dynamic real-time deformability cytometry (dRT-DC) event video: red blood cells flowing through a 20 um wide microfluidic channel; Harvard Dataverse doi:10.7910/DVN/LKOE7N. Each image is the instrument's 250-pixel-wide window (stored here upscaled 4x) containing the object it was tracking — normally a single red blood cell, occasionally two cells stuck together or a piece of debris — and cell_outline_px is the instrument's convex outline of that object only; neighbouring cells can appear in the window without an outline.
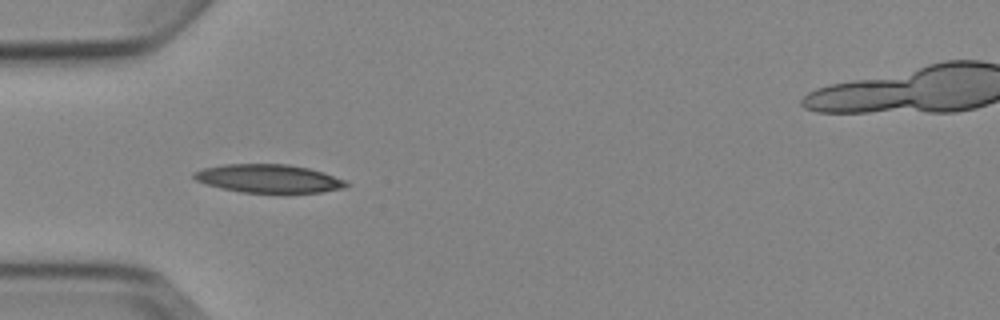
{"species": "Egyptian fruit bat (a non-hibernating species)", "species_latin": "Rousettus aegyptiacus", "temperature_condition": "cold", "stored_images_in_passage": 7, "camera_frame_rate_fps": 3000, "um_per_image_px": 0.085, "animal": {"sex": "female"}, "frame": {"image": 1, "passage_image": 3, "time_ms": 3.333, "image_size_px": [1000, 320], "cell_outline_px": [[348, 184], [344, 188], [320, 192], [240, 192], [220, 188], [196, 180], [192, 176], [192, 172], [204, 168], [224, 164], [288, 164], [308, 168], [324, 172], [344, 180]], "centroid_in_image_um": [22.8, 15.17], "position_along_channel_um": 62.2, "area_um2": 24.91}}
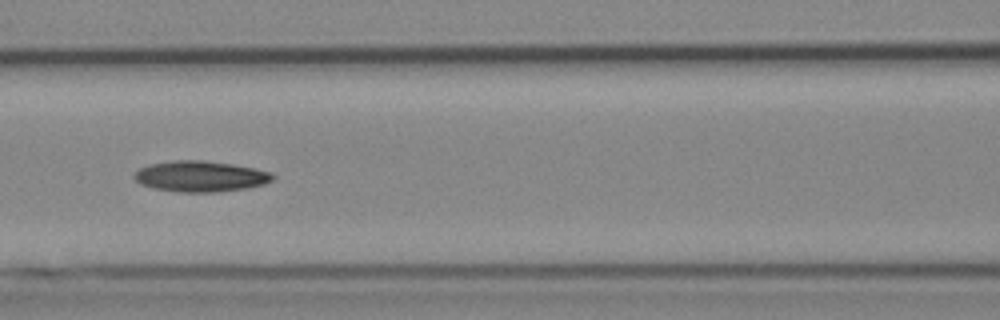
{"frame": {"image": 2, "passage_image": 5, "time_ms": 5.667, "image_size_px": [1000, 320], "cell_outline_px": [[276, 176], [272, 180], [264, 184], [248, 188], [216, 192], [180, 192], [152, 188], [140, 184], [132, 176], [140, 168], [148, 164], [172, 160], [204, 160], [232, 164], [256, 168], [272, 172]], "centroid_in_image_um": [17.05, 14.98], "position_along_channel_um": 149.6, "area_um2": 25.14}}
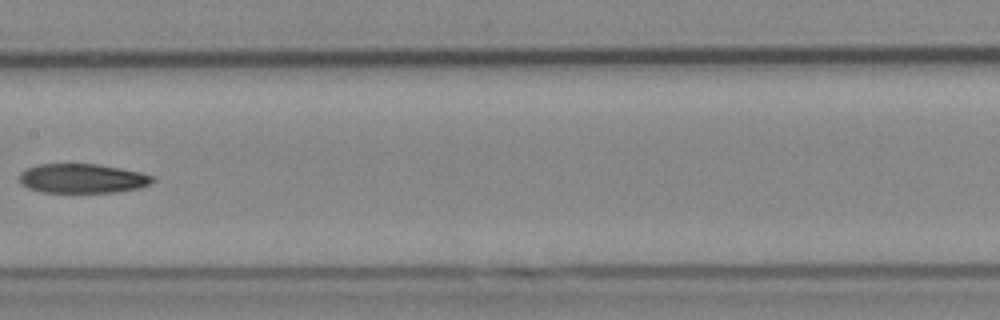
{"frame": {"image": 3, "passage_image": 6, "time_ms": 7.0, "image_size_px": [1000, 320], "cell_outline_px": [[156, 180], [140, 188], [116, 192], [40, 192], [28, 188], [20, 184], [20, 172], [24, 168], [36, 164], [96, 164], [120, 168], [140, 172], [156, 176]], "centroid_in_image_um": [6.99, 15.16], "position_along_channel_um": 200.4, "area_um2": 23.0}}